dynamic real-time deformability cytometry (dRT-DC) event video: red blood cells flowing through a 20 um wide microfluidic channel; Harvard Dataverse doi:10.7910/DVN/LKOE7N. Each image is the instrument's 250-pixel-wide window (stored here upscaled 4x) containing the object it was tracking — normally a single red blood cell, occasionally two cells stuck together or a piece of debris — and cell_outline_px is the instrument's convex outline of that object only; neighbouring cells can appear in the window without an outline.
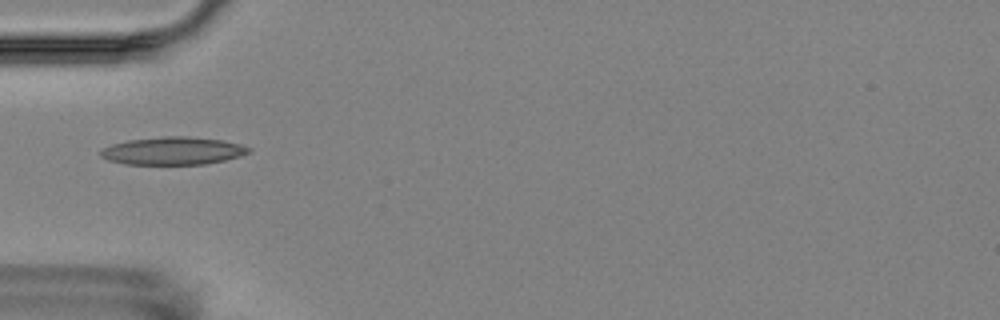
{"species": "Egyptian fruit bat (a non-hibernating species)", "species_latin": "Rousettus aegyptiacus", "temperature_condition": "room temperature", "stored_images_in_passage": 11, "camera_frame_rate_fps": 3000, "um_per_image_px": 0.085, "animal": {"sex": "female"}, "frame": {"image": 1, "passage_image": 1, "time_ms": 0.0, "image_size_px": [1000, 320], "cell_outline_px": [[252, 152], [240, 156], [224, 160], [204, 164], [124, 164], [108, 160], [100, 156], [100, 152], [104, 148], [112, 144], [128, 140], [164, 136], [184, 136], [224, 140], [240, 144], [252, 148]], "centroid_in_image_um": [14.73, 12.82], "position_along_channel_um": 70.3, "area_um2": 23.99}}
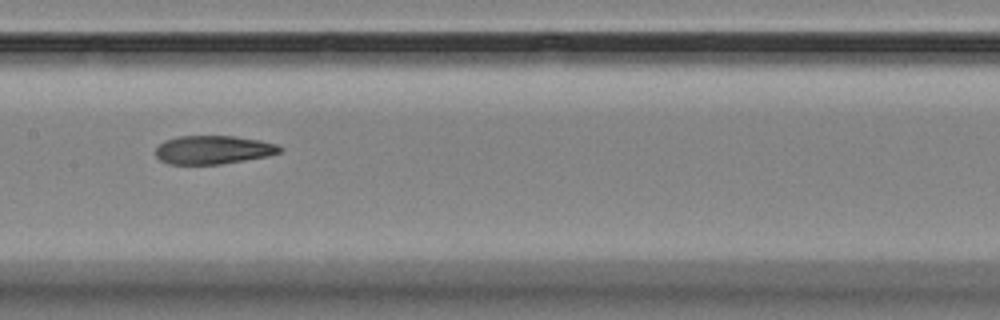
{"frame": {"image": 2, "passage_image": 4, "time_ms": 3.333, "image_size_px": [1000, 320], "cell_outline_px": [[284, 148], [280, 152], [268, 156], [220, 164], [168, 164], [160, 160], [156, 156], [156, 148], [164, 140], [176, 136], [236, 136], [260, 140], [276, 144]], "centroid_in_image_um": [18.12, 12.73], "position_along_channel_um": 189.3, "area_um2": 20.69}}
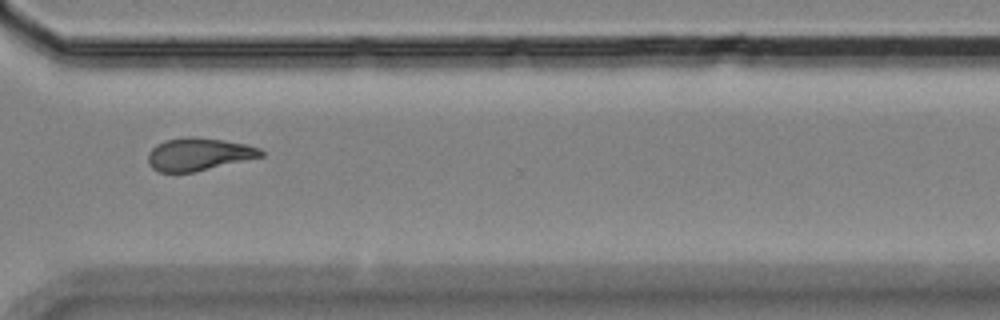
{"frame": {"image": 3, "passage_image": 8, "time_ms": 8.0, "image_size_px": [1000, 320], "cell_outline_px": [[264, 156], [192, 172], [160, 172], [152, 168], [148, 164], [148, 152], [156, 144], [164, 140], [184, 136], [192, 136], [224, 140], [244, 144], [260, 148], [264, 152]], "centroid_in_image_um": [16.85, 13.09], "position_along_channel_um": 353.7, "area_um2": 21.5}, "authors_computed_cell_mechanics": {"area_um2": 21.2704, "velocity_mm_per_s": 3.5394, "shape_relaxation_time_tau1_ms": null, "shape_relaxation_time_tau2_ms": 2.2589, "deformation_change_tau1": null, "deformation_change_tau2": 0.0818}}